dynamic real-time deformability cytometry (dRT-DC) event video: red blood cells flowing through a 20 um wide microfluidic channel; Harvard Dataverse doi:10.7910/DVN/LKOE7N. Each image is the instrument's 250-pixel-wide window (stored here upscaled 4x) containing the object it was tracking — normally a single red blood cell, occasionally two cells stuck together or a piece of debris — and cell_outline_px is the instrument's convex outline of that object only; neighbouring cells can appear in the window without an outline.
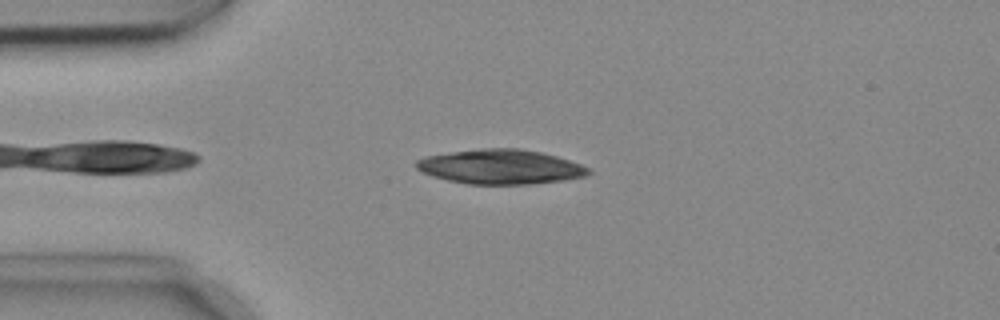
{"species": "common noctule bat (a hibernating species)", "species_latin": "Nyctalus noctula", "temperature_condition": "cold", "stored_images_in_passage": 46, "camera_frame_rate_fps": 3000, "um_per_image_px": 0.085, "animal": {"sex": "female", "body_mass_g": 18.4}, "frame": {"image": 1, "passage_image": 6, "time_ms": 1.667, "image_size_px": [1000, 320], "cell_outline_px": [[592, 172], [584, 176], [564, 180], [528, 184], [468, 184], [448, 180], [432, 176], [416, 168], [416, 160], [424, 156], [452, 152], [484, 148], [520, 148], [540, 152], [556, 156], [580, 164], [588, 168]], "centroid_in_image_um": [42.52, 14.17], "position_along_channel_um": 42.5, "area_um2": 34.45}}